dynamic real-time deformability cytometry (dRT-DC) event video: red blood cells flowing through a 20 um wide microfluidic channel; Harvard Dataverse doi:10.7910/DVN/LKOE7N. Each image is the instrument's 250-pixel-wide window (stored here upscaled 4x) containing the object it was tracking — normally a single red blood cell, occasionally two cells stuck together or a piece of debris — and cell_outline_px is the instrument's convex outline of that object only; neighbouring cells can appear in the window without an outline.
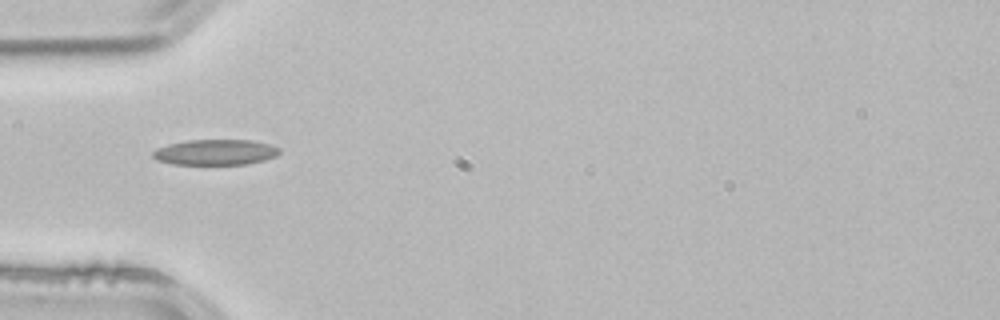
{"species": "common noctule bat (a hibernating species)", "species_latin": "Nyctalus noctula", "temperature_condition": "room temperature", "stored_images_in_passage": 3, "camera_frame_rate_fps": 3000, "um_per_image_px": 0.085, "animal": {"sex": "male", "body_mass_g": 21.5, "forearm_length_mm": 52.0}, "frame": {"image": 1, "passage_image": 3, "time_ms": 0.667, "image_size_px": [1000, 320], "cell_outline_px": [[280, 152], [276, 156], [264, 160], [244, 164], [172, 164], [156, 160], [152, 156], [152, 152], [156, 148], [168, 144], [188, 140], [252, 140], [268, 144], [280, 148]], "centroid_in_image_um": [18.28, 12.93], "position_along_channel_um": 66.7, "area_um2": 18.84}}